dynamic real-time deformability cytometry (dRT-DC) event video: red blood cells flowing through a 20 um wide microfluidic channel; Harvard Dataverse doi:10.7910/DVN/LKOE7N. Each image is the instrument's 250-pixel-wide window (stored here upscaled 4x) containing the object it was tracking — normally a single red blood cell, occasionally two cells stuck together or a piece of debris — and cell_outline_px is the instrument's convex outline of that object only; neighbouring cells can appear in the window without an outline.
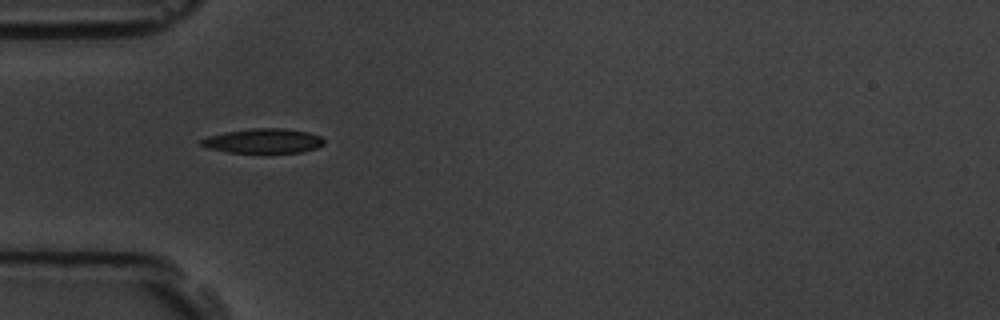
{"species": "common noctule bat (a hibernating species)", "species_latin": "Nyctalus noctula", "temperature_condition": "room temperature", "stored_images_in_passage": 5, "camera_frame_rate_fps": 3000, "um_per_image_px": 0.085, "animal": {"sex": "male", "body_mass_g": 19.5, "forearm_length_mm": 54.6}, "frame": {"image": 1, "passage_image": 4, "time_ms": 4.333, "image_size_px": [1000, 320], "cell_outline_px": [[324, 144], [316, 148], [300, 152], [228, 152], [208, 148], [200, 144], [200, 140], [208, 136], [224, 132], [252, 128], [280, 128], [308, 132], [320, 136], [324, 140]], "centroid_in_image_um": [22.37, 11.97], "position_along_channel_um": 62.6, "area_um2": 17.4}}
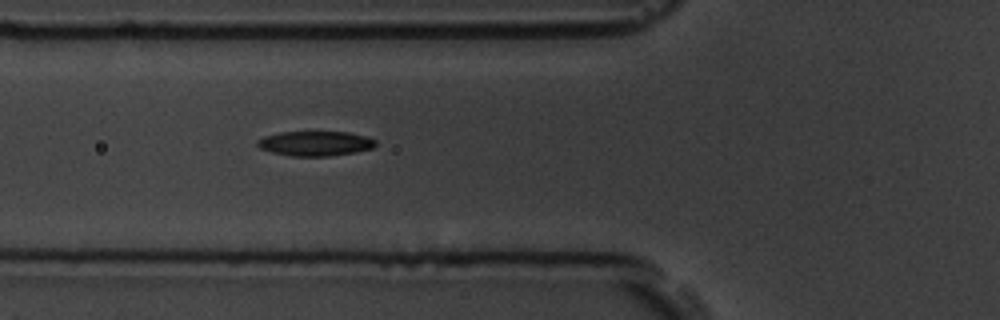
{"frame": {"image": 2, "passage_image": 5, "time_ms": 5.333, "image_size_px": [1000, 320], "cell_outline_px": [[376, 144], [372, 148], [356, 152], [328, 156], [292, 156], [272, 152], [260, 148], [256, 144], [256, 140], [264, 136], [280, 132], [348, 132], [364, 136], [376, 140]], "centroid_in_image_um": [26.77, 12.19], "position_along_channel_um": 99.0, "area_um2": 16.99}}